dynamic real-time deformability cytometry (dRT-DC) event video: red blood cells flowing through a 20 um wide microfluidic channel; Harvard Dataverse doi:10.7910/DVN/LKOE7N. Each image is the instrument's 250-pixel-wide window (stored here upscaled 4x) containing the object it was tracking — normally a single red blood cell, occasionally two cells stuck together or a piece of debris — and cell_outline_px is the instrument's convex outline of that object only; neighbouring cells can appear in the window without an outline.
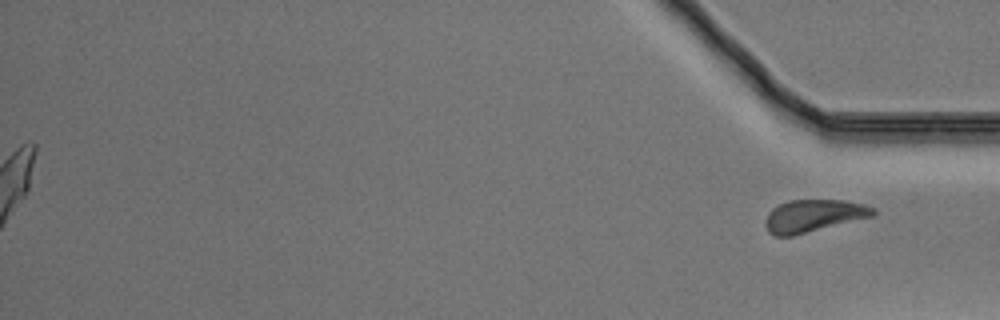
{"species": "Egyptian fruit bat (a non-hibernating species)", "species_latin": "Rousettus aegyptiacus", "temperature_condition": "warm", "stored_images_in_passage": 53, "segment_of_instrument_passage": [2, 2], "camera_frame_rate_fps": 3000, "um_per_image_px": 0.085, "animal": {"sex": "male"}, "frame": {"image": 1, "passage_image": 53, "time_ms": 17.333, "image_size_px": [1000, 320], "cell_outline_px": [[876, 212], [872, 216], [792, 236], [772, 236], [768, 232], [764, 224], [764, 220], [768, 212], [772, 208], [788, 200], [844, 200], [864, 204], [876, 208]], "centroid_in_image_um": [69.1, 18.34], "position_along_channel_um": 366.1, "area_um2": 20.4}}